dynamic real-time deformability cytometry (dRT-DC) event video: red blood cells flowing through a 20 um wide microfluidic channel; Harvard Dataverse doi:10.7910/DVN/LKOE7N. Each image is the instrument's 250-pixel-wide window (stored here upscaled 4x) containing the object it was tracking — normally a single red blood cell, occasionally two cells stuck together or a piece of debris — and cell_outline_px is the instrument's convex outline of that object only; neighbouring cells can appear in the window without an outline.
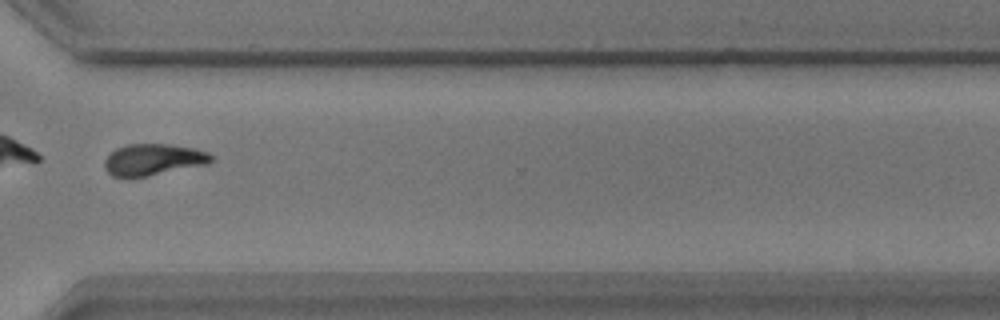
{"species": "common noctule bat (a hibernating species)", "species_latin": "Nyctalus noctula", "temperature_condition": "warm", "stored_images_in_passage": 33, "camera_frame_rate_fps": 3000, "um_per_image_px": 0.085, "animal": {"sex": "male", "body_mass_g": 17.9}, "frame": {"image": 1, "passage_image": 24, "time_ms": 7.667, "image_size_px": [1000, 320], "cell_outline_px": [[212, 160], [208, 164], [128, 180], [124, 180], [112, 176], [104, 168], [104, 160], [116, 148], [128, 144], [172, 144], [196, 148], [208, 152], [212, 156]], "centroid_in_image_um": [12.99, 13.59], "position_along_channel_um": 357.6, "area_um2": 20.11}, "authors_computed_cell_mechanics": {"area_um2": 20.1144, "velocity_mm_per_s": 3.7148, "shape_relaxation_time_tau1_ms": 3.643, "shape_relaxation_time_tau2_ms": 6.7292, "deformation_change_tau1": 0.1331, "deformation_change_tau2": 0.1427}}